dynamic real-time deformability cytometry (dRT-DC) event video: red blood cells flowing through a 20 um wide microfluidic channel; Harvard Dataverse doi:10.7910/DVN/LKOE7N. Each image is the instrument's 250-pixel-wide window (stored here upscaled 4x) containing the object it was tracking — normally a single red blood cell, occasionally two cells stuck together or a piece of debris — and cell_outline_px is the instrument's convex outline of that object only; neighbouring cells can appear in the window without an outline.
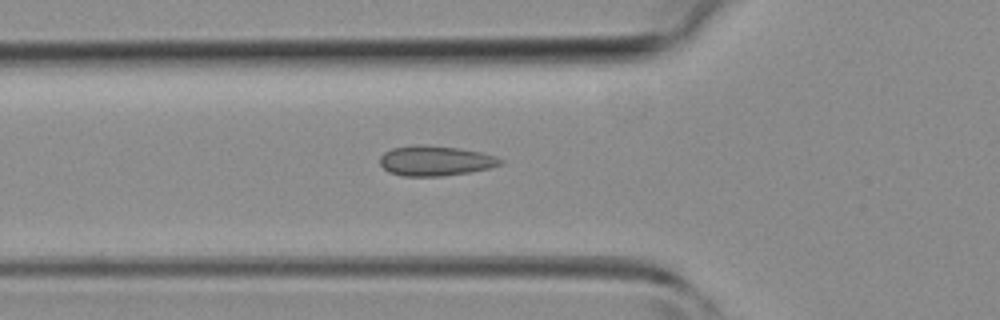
{"species": "common noctule bat (a hibernating species)", "species_latin": "Nyctalus noctula", "temperature_condition": "room temperature", "stored_images_in_passage": 37, "camera_frame_rate_fps": 3000, "um_per_image_px": 0.085, "animal": {"sex": "female", "body_mass_g": 19.3, "forearm_length_mm": 54.1}, "frame": {"image": 1, "passage_image": 9, "time_ms": 2.667, "image_size_px": [1000, 320], "cell_outline_px": [[504, 164], [492, 168], [468, 172], [440, 176], [404, 176], [388, 172], [380, 164], [380, 156], [384, 152], [392, 148], [416, 144], [420, 144], [456, 148], [480, 152], [496, 156], [504, 160]], "centroid_in_image_um": [37.02, 13.66], "position_along_channel_um": 88.8, "area_um2": 21.15}}
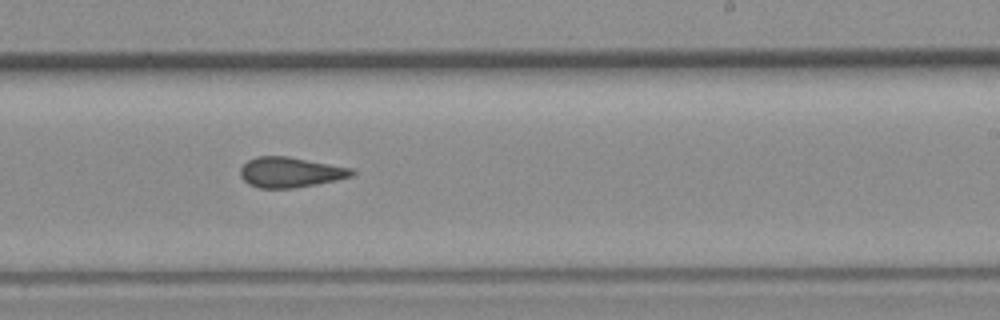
{"frame": {"image": 2, "passage_image": 20, "time_ms": 6.333, "image_size_px": [1000, 320], "cell_outline_px": [[356, 172], [352, 176], [336, 180], [316, 184], [292, 188], [260, 188], [248, 184], [240, 176], [240, 168], [248, 160], [256, 156], [288, 156], [352, 168]], "centroid_in_image_um": [24.66, 14.64], "position_along_channel_um": 264.3, "area_um2": 19.65}}
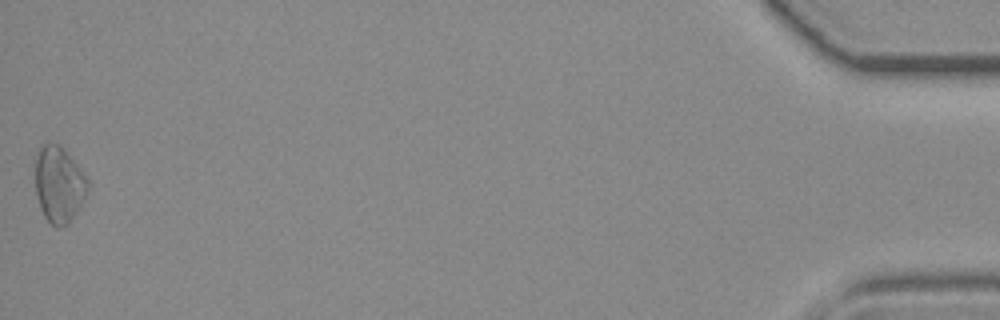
{"frame": {"image": 3, "passage_image": 37, "time_ms": 12.0, "image_size_px": [1000, 320], "cell_outline_px": [[88, 188], [76, 212], [68, 224], [60, 228], [56, 228], [44, 216], [40, 208], [36, 196], [36, 152], [44, 144], [56, 144], [76, 164], [88, 180]], "centroid_in_image_um": [4.98, 15.73], "position_along_channel_um": 430.2, "area_um2": 22.6}}